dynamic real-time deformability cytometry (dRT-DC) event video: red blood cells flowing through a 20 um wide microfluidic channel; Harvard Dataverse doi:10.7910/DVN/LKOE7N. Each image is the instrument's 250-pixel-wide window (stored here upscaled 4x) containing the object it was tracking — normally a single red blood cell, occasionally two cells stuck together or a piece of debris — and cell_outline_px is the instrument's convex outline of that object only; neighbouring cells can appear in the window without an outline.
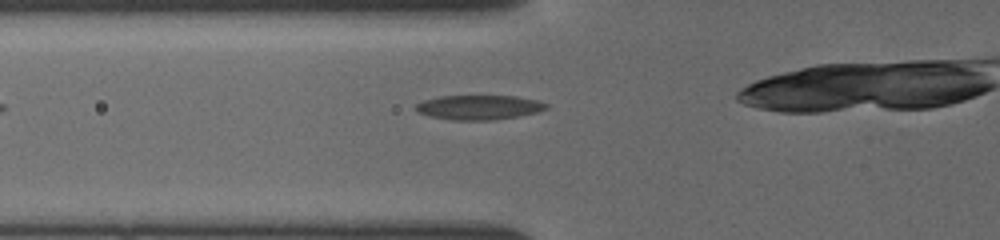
{"species": "common noctule bat (a hibernating species)", "species_latin": "Nyctalus noctula", "temperature_condition": "cold", "stored_images_in_passage": 5, "camera_frame_rate_fps": 3000, "um_per_image_px": 0.085, "animal": {"sex": "female", "body_mass_g": 19.5, "forearm_length_mm": 54.1}, "frame": {"image": 1, "passage_image": 3, "time_ms": 1.0, "image_size_px": [1000, 240], "cell_outline_px": [[548, 108], [536, 112], [516, 116], [488, 120], [452, 120], [428, 116], [420, 112], [416, 108], [416, 104], [424, 100], [440, 96], [516, 96], [540, 100], [548, 104]], "centroid_in_image_um": [40.73, 9.11], "position_along_channel_um": 85.1, "area_um2": 18.5}}